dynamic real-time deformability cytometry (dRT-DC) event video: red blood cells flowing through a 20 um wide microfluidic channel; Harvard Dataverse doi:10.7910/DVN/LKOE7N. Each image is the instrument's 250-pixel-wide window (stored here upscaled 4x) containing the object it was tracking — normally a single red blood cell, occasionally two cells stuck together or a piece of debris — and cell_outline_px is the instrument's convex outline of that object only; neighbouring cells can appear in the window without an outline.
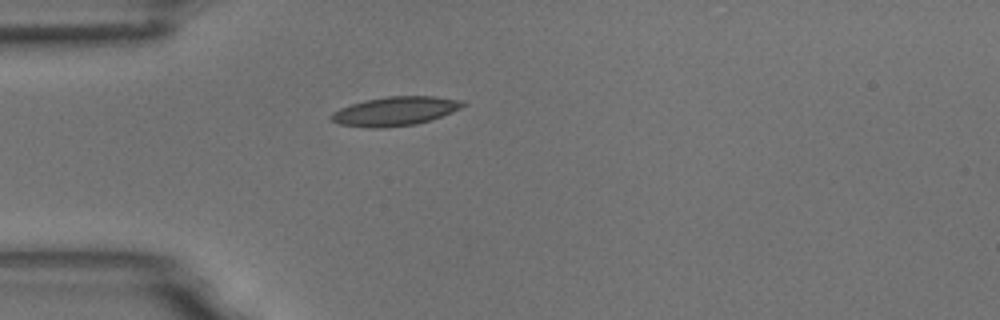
{"species": "common noctule bat (a hibernating species)", "species_latin": "Nyctalus noctula", "temperature_condition": "room temperature", "stored_images_in_passage": 2, "camera_frame_rate_fps": 3000, "um_per_image_px": 0.085, "animal": {"sex": "male", "body_mass_g": 18.8}, "frame": {"image": 1, "passage_image": 1, "time_ms": 0.0, "image_size_px": [1000, 320], "cell_outline_px": [[468, 104], [452, 112], [432, 120], [416, 124], [380, 128], [372, 128], [340, 124], [332, 120], [328, 116], [332, 112], [340, 108], [364, 100], [388, 96], [432, 96], [464, 100]], "centroid_in_image_um": [33.61, 9.44], "position_along_channel_um": 51.4, "area_um2": 22.31}}